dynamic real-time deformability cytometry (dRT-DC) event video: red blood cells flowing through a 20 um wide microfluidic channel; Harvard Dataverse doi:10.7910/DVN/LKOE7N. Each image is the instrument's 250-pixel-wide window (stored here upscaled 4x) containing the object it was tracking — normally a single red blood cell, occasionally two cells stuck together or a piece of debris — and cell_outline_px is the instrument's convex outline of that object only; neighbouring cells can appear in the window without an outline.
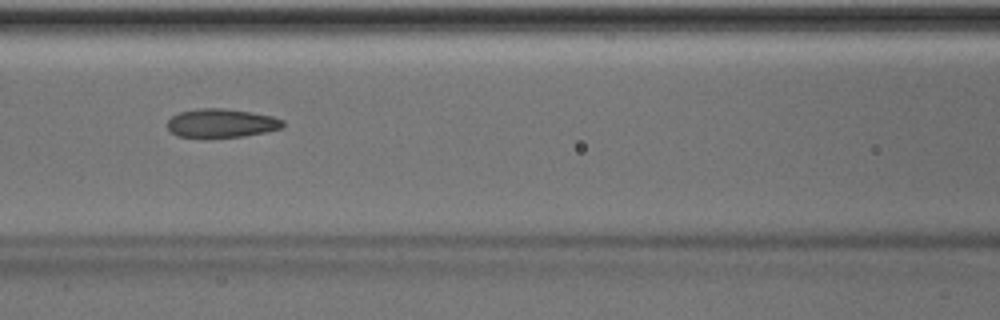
{"species": "Egyptian fruit bat (a non-hibernating species)", "species_latin": "Rousettus aegyptiacus", "temperature_condition": "room temperature", "stored_images_in_passage": 38, "camera_frame_rate_fps": 3000, "um_per_image_px": 0.085, "animal": {"sex": "male"}, "frame": {"image": 1, "passage_image": 17, "time_ms": 5.333, "image_size_px": [1000, 320], "cell_outline_px": [[284, 128], [244, 136], [176, 136], [168, 128], [168, 120], [172, 116], [180, 112], [196, 108], [224, 108], [252, 112], [272, 116], [284, 120]], "centroid_in_image_um": [18.85, 10.44], "position_along_channel_um": 147.7, "area_um2": 19.07}}
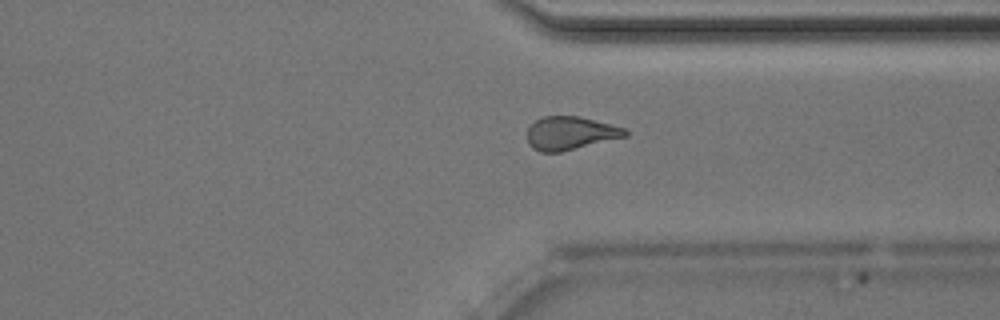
{"frame": {"image": 2, "passage_image": 33, "time_ms": 10.667, "image_size_px": [1000, 320], "cell_outline_px": [[628, 136], [560, 152], [540, 152], [532, 148], [528, 144], [528, 128], [536, 120], [544, 116], [580, 116], [624, 128], [628, 132]], "centroid_in_image_um": [48.47, 11.32], "position_along_channel_um": 362.9, "area_um2": 18.9}}
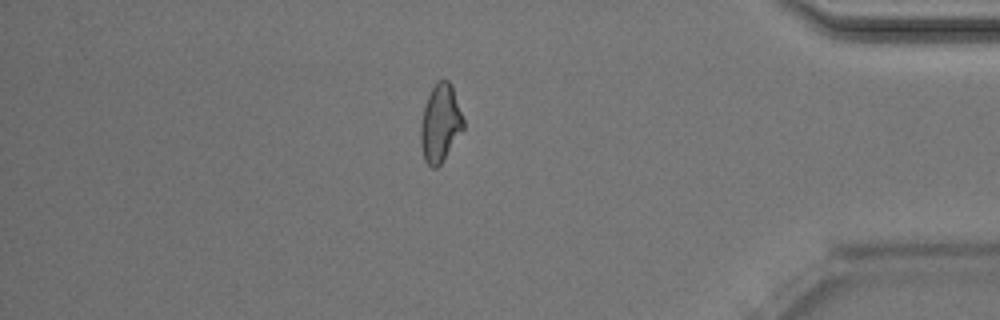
{"frame": {"image": 3, "passage_image": 38, "time_ms": 12.333, "image_size_px": [1000, 320], "cell_outline_px": [[464, 128], [440, 164], [436, 168], [432, 168], [424, 160], [420, 144], [420, 120], [428, 96], [432, 88], [440, 80], [448, 80], [452, 84], [464, 120]], "centroid_in_image_um": [37.41, 10.48], "position_along_channel_um": 397.8, "area_um2": 19.25}, "authors_computed_cell_mechanics": {"area_um2": 19.5942, "velocity_mm_per_s": 4.0416, "shape_relaxation_time_tau1_ms": null, "shape_relaxation_time_tau2_ms": 2.5508, "deformation_change_tau1": null, "deformation_change_tau2": 0.0945}}